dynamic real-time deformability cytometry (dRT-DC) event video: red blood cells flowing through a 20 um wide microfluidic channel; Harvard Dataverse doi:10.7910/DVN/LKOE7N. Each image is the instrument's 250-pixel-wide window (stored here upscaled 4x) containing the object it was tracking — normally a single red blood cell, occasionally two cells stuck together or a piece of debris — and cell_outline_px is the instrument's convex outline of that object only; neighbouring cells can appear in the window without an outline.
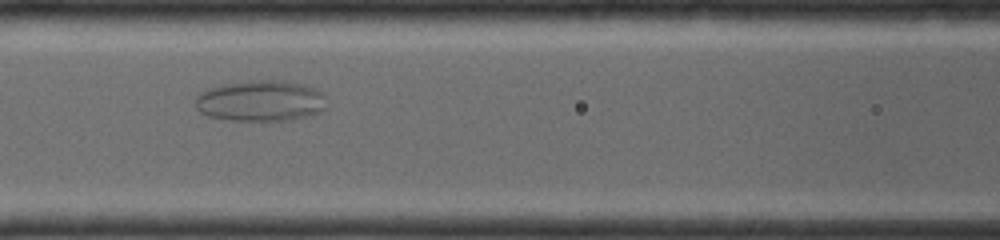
{"species": "common noctule bat (a hibernating species)", "species_latin": "Nyctalus noctula", "temperature_condition": "room temperature", "stored_images_in_passage": 20, "camera_frame_rate_fps": 4000, "um_per_image_px": 0.085, "animal": {"sex": "female", "body_mass_g": 19.0, "forearm_length_mm": 56.7}, "frame": {"image": 1, "passage_image": 8, "time_ms": 4.25, "image_size_px": [1000, 240], "cell_outline_px": [[324, 108], [320, 112], [308, 116], [288, 120], [232, 120], [208, 116], [200, 112], [196, 108], [196, 96], [204, 88], [224, 84], [260, 80], [280, 80], [304, 84], [316, 88], [324, 92]], "centroid_in_image_um": [22.14, 8.56], "position_along_channel_um": 144.5, "area_um2": 31.39}}
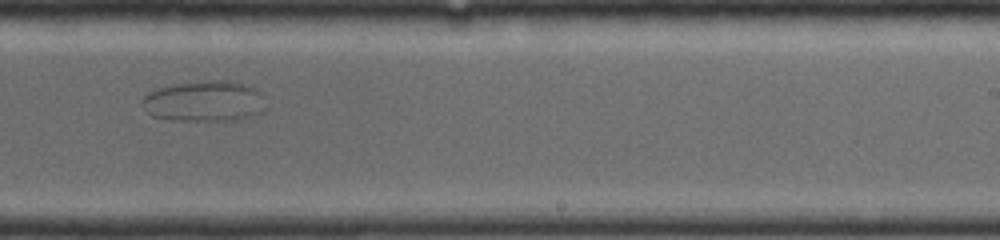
{"frame": {"image": 2, "passage_image": 17, "time_ms": 7.25, "image_size_px": [1000, 240], "cell_outline_px": [[264, 112], [256, 116], [236, 120], [172, 120], [152, 116], [140, 104], [140, 100], [148, 92], [156, 88], [176, 84], [204, 80], [224, 80], [252, 84], [260, 92], [264, 108]], "centroid_in_image_um": [17.38, 8.59], "position_along_channel_um": 271.6, "area_um2": 29.82}}
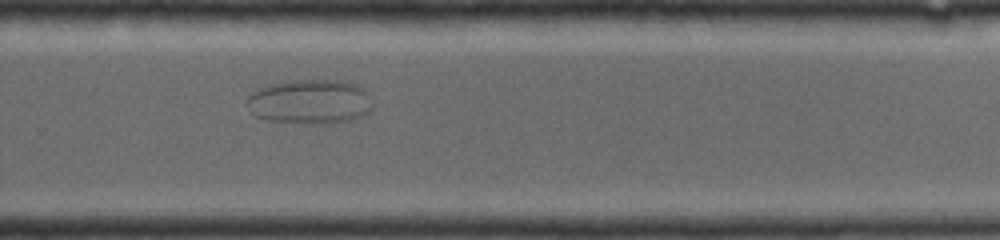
{"frame": {"image": 3, "passage_image": 20, "time_ms": 8.0, "image_size_px": [1000, 240], "cell_outline_px": [[372, 108], [368, 112], [360, 116], [348, 120], [272, 120], [256, 116], [252, 112], [248, 100], [248, 96], [252, 92], [268, 84], [292, 80], [340, 80], [356, 84], [364, 88], [368, 92], [372, 104]], "centroid_in_image_um": [26.38, 8.56], "position_along_channel_um": 303.4, "area_um2": 31.15}}